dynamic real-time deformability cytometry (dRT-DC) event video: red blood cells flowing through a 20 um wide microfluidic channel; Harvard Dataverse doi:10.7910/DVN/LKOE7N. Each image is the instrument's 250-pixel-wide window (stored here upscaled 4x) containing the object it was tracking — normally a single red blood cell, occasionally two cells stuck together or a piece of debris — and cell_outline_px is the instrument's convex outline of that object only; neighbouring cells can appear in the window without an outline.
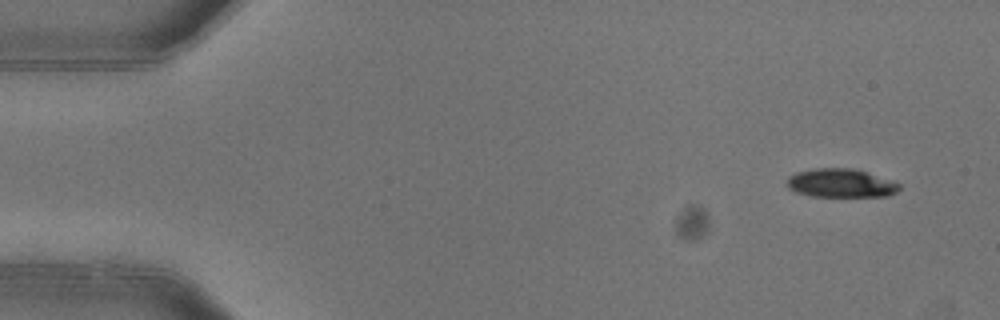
{"species": "common noctule bat (a hibernating species)", "species_latin": "Nyctalus noctula", "temperature_condition": "warm", "stored_images_in_passage": 4, "segment_of_instrument_passage": [2, 2], "camera_frame_rate_fps": 3000, "um_per_image_px": 0.085, "animal": {"sex": "female"}, "frame": {"image": 1, "passage_image": 4, "time_ms": 1.0, "image_size_px": [1000, 320], "cell_outline_px": [[900, 188], [896, 192], [888, 196], [812, 196], [796, 192], [788, 188], [788, 176], [796, 172], [816, 168], [852, 168], [892, 180], [900, 184]], "centroid_in_image_um": [71.47, 15.56], "position_along_channel_um": 13.5, "area_um2": 18.61}}